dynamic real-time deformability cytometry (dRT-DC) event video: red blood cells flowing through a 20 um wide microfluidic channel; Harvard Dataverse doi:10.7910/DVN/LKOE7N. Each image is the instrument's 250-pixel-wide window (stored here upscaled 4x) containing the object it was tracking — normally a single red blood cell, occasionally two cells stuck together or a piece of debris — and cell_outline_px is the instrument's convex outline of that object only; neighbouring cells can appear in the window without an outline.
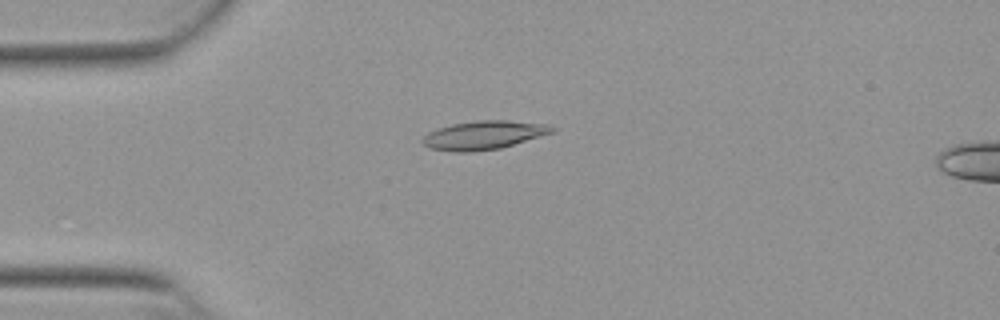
{"species": "Egyptian fruit bat (a non-hibernating species)", "species_latin": "Rousettus aegyptiacus", "temperature_condition": "warm", "stored_images_in_passage": 42, "camera_frame_rate_fps": 3000, "um_per_image_px": 0.085, "animal": {"sex": "female"}, "frame": {"image": 1, "passage_image": 3, "time_ms": 0.667, "image_size_px": [1000, 320], "cell_outline_px": [[556, 132], [500, 148], [472, 152], [452, 152], [428, 148], [420, 140], [428, 132], [436, 128], [452, 124], [476, 120], [508, 120], [548, 124], [556, 128]], "centroid_in_image_um": [41.12, 11.48], "position_along_channel_um": 43.9, "area_um2": 21.91}}
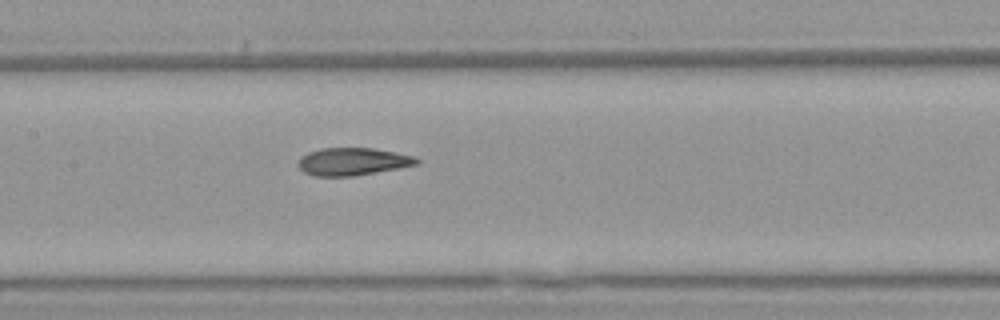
{"frame": {"image": 2, "passage_image": 15, "time_ms": 4.667, "image_size_px": [1000, 320], "cell_outline_px": [[420, 164], [400, 168], [352, 176], [312, 176], [304, 172], [296, 164], [300, 156], [308, 152], [320, 148], [372, 148], [396, 152], [416, 156], [420, 160]], "centroid_in_image_um": [29.98, 13.73], "position_along_channel_um": 177.4, "area_um2": 19.31}}
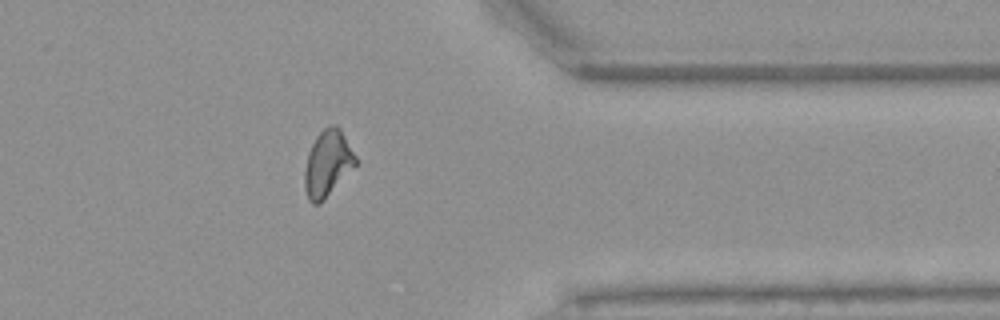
{"frame": {"image": 3, "passage_image": 32, "time_ms": 10.333, "image_size_px": [1000, 320], "cell_outline_px": [[356, 164], [324, 200], [320, 204], [312, 204], [308, 200], [304, 188], [304, 172], [308, 152], [316, 136], [328, 124], [336, 124], [340, 128], [356, 156]], "centroid_in_image_um": [27.82, 13.89], "position_along_channel_um": 383.6, "area_um2": 19.65}, "authors_computed_cell_mechanics": {"area_um2": 19.4208, "velocity_mm_per_s": 3.8593, "shape_relaxation_time_tau1_ms": 8.151, "shape_relaxation_time_tau2_ms": 2.1842, "deformation_change_tau1": 0.2353, "deformation_change_tau2": 0.1003}}